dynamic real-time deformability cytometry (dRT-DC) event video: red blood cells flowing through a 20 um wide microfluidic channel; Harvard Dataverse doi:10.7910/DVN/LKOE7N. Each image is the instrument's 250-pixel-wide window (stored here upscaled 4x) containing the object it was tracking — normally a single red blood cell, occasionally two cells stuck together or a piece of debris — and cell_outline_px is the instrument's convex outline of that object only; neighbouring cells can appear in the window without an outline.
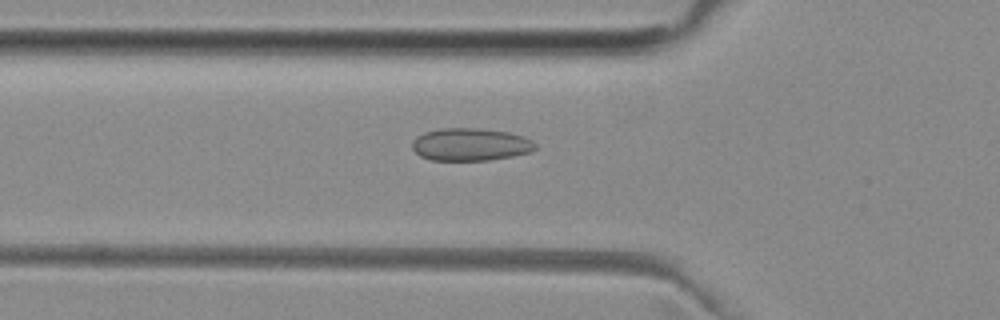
{"species": "common noctule bat (a hibernating species)", "species_latin": "Nyctalus noctula", "temperature_condition": "room temperature", "stored_images_in_passage": 37, "camera_frame_rate_fps": 3000, "um_per_image_px": 0.085, "animal": {"sex": "female", "body_mass_g": 29.2, "forearm_length_mm": 56.3}, "frame": {"image": 1, "passage_image": 3, "time_ms": 0.667, "image_size_px": [1000, 320], "cell_outline_px": [[536, 148], [528, 152], [512, 156], [488, 160], [432, 160], [420, 156], [412, 148], [412, 140], [424, 132], [440, 128], [476, 128], [508, 132], [524, 136], [532, 140], [536, 144]], "centroid_in_image_um": [39.97, 12.27], "position_along_channel_um": 85.8, "area_um2": 23.35}}
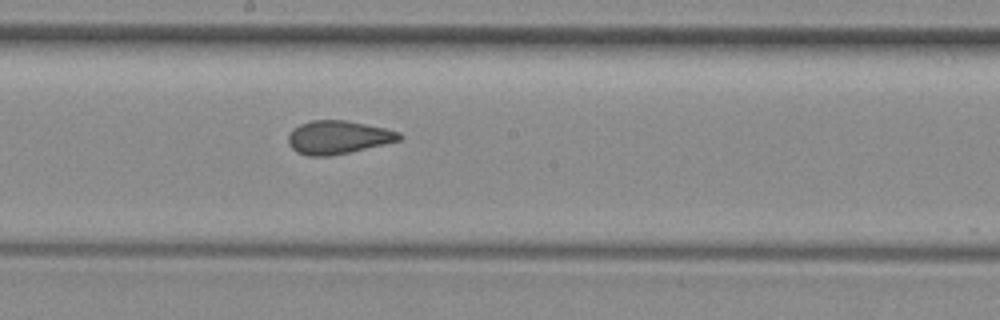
{"frame": {"image": 2, "passage_image": 13, "time_ms": 4.0, "image_size_px": [1000, 320], "cell_outline_px": [[404, 136], [400, 140], [384, 144], [348, 152], [328, 156], [308, 156], [296, 152], [288, 144], [288, 136], [300, 124], [312, 120], [344, 120], [384, 128], [400, 132]], "centroid_in_image_um": [28.73, 11.67], "position_along_channel_um": 219.5, "area_um2": 21.27}}
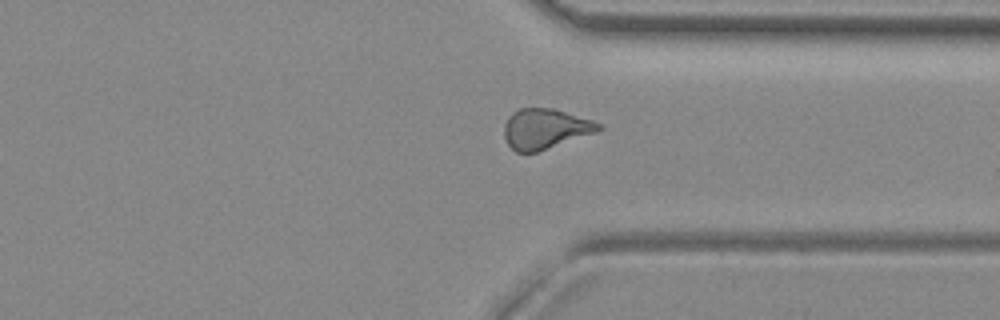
{"frame": {"image": 3, "passage_image": 24, "time_ms": 7.667, "image_size_px": [1000, 320], "cell_outline_px": [[600, 128], [596, 132], [536, 152], [516, 152], [508, 144], [504, 136], [504, 124], [508, 116], [512, 112], [520, 108], [552, 108], [592, 120], [600, 124]], "centroid_in_image_um": [46.29, 10.94], "position_along_channel_um": 365.1, "area_um2": 21.79}, "authors_computed_cell_mechanics": {"area_um2": 21.6172, "velocity_mm_per_s": 3.991, "shape_relaxation_time_tau1_ms": null, "shape_relaxation_time_tau2_ms": 1.198, "deformation_change_tau1": null, "deformation_change_tau2": 0.076}}